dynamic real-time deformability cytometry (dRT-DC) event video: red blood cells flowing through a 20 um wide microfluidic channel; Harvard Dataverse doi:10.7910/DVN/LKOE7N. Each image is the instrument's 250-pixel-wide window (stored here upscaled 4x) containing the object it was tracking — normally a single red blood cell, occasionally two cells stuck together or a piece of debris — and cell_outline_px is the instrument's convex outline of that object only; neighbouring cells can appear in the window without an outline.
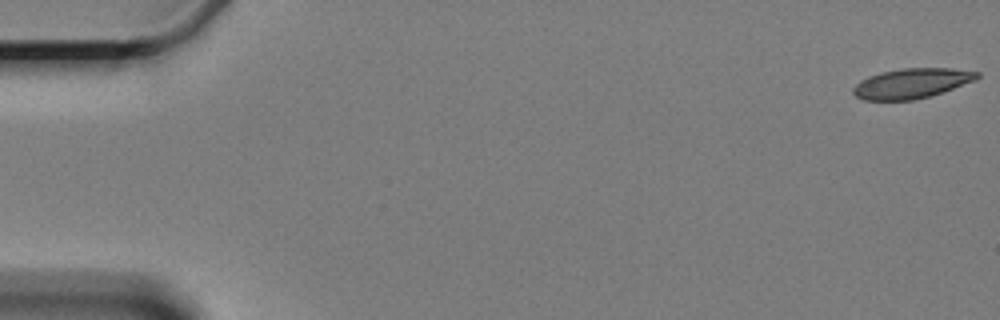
{"species": "Egyptian fruit bat (a non-hibernating species)", "species_latin": "Rousettus aegyptiacus", "temperature_condition": "cold", "stored_images_in_passage": 7, "camera_frame_rate_fps": 3000, "um_per_image_px": 0.085, "animal": {"sex": "female"}, "frame": {"image": 1, "passage_image": 1, "time_ms": 0.0, "image_size_px": [1000, 320], "cell_outline_px": [[980, 76], [976, 80], [928, 96], [912, 100], [864, 100], [856, 96], [852, 92], [852, 88], [860, 80], [868, 76], [880, 72], [904, 68], [952, 68], [980, 72]], "centroid_in_image_um": [77.47, 7.07], "position_along_channel_um": 7.5, "area_um2": 21.5}}
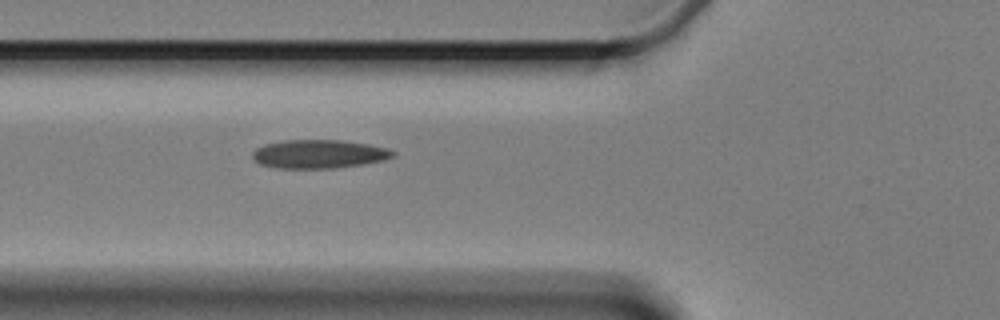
{"frame": {"image": 2, "passage_image": 7, "time_ms": 7.0, "image_size_px": [1000, 320], "cell_outline_px": [[396, 156], [384, 160], [336, 168], [276, 168], [260, 164], [252, 160], [252, 152], [256, 148], [264, 144], [284, 140], [340, 140], [368, 144], [388, 148], [396, 152]], "centroid_in_image_um": [27.09, 13.09], "position_along_channel_um": 98.7, "area_um2": 23.52}}